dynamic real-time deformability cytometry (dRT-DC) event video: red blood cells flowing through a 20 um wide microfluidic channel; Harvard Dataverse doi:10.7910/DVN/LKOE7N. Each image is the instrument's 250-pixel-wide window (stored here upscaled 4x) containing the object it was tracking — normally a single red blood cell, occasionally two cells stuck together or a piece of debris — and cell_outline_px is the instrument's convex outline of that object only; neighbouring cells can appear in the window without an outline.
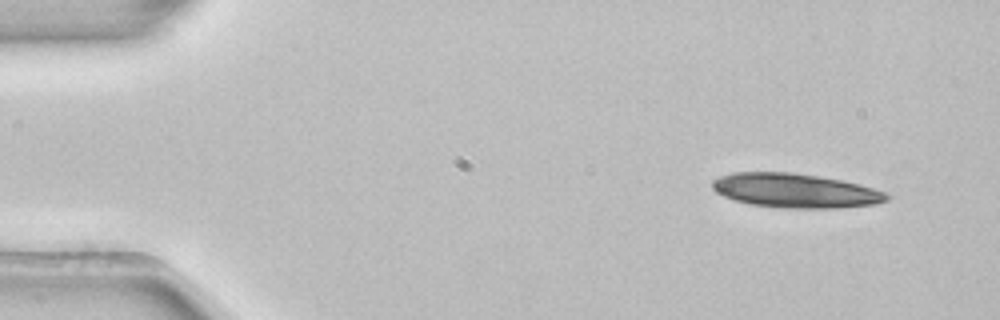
{"species": "common noctule bat (a hibernating species)", "species_latin": "Nyctalus noctula", "temperature_condition": "room temperature", "stored_images_in_passage": 8, "camera_frame_rate_fps": 3000, "um_per_image_px": 0.085, "animal": {"sex": "female", "body_mass_g": 22.7, "forearm_length_mm": 54.2}, "frame": {"image": 1, "passage_image": 1, "time_ms": 0.0, "image_size_px": [1000, 320], "cell_outline_px": [[892, 196], [888, 200], [876, 204], [836, 208], [784, 208], [748, 204], [732, 200], [716, 192], [712, 188], [712, 180], [720, 176], [732, 172], [792, 172], [840, 180], [872, 188], [884, 192]], "centroid_in_image_um": [67.55, 16.21], "position_along_channel_um": 17.4, "area_um2": 34.8}}
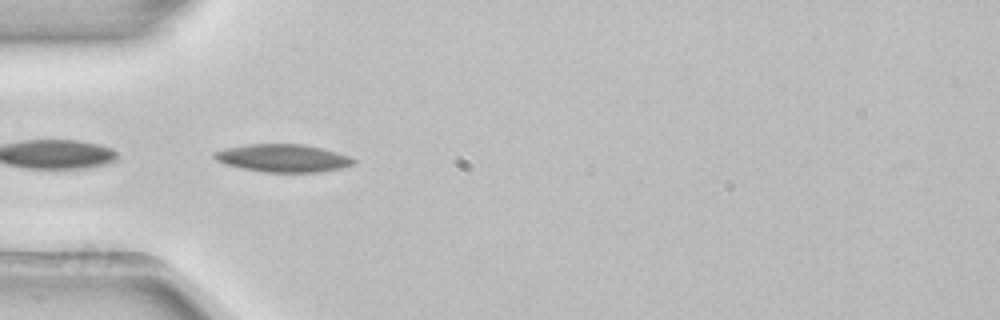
{"frame": {"image": 2, "passage_image": 4, "time_ms": 1.0, "image_size_px": [1000, 320], "cell_outline_px": [[356, 160], [352, 164], [344, 168], [320, 172], [264, 172], [224, 164], [216, 160], [212, 156], [212, 152], [224, 148], [248, 144], [304, 144], [336, 152], [348, 156]], "centroid_in_image_um": [24.02, 13.44], "position_along_channel_um": 61.0, "area_um2": 22.54}}
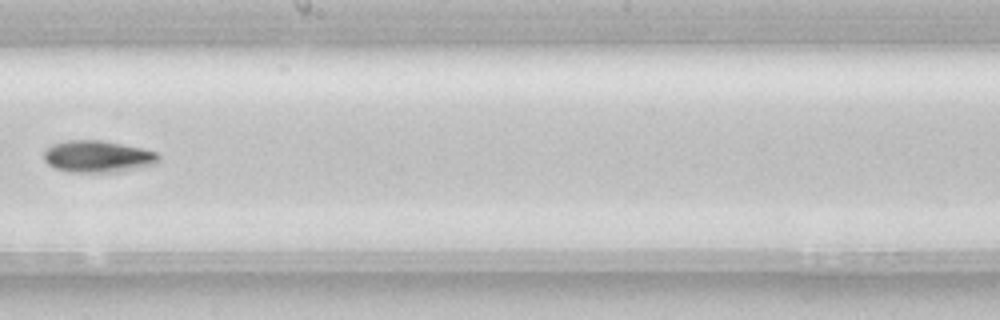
{"frame": {"image": 3, "passage_image": 8, "time_ms": 2.333, "image_size_px": [1000, 320], "cell_outline_px": [[160, 160], [156, 164], [120, 172], [68, 172], [56, 168], [48, 164], [44, 160], [44, 148], [52, 144], [64, 140], [100, 140], [140, 148], [156, 152], [160, 156]], "centroid_in_image_um": [8.29, 13.31], "position_along_channel_um": 239.9, "area_um2": 21.44}}